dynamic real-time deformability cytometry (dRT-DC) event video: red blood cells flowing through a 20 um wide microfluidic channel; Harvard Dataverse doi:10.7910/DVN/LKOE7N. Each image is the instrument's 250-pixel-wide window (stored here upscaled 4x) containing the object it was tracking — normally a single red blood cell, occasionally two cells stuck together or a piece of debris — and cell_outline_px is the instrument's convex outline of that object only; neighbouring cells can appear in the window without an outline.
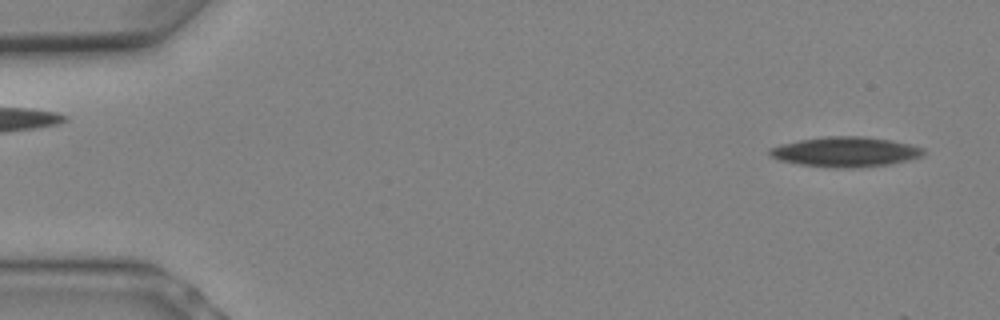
{"species": "Egyptian fruit bat (a non-hibernating species)", "species_latin": "Rousettus aegyptiacus", "temperature_condition": "warm", "stored_images_in_passage": 7, "camera_frame_rate_fps": 3000, "um_per_image_px": 0.085, "animal": {"sex": "female"}, "frame": {"image": 1, "passage_image": 1, "time_ms": 0.0, "image_size_px": [1000, 320], "cell_outline_px": [[924, 152], [920, 156], [908, 160], [892, 164], [856, 168], [832, 168], [800, 164], [780, 160], [772, 156], [768, 152], [768, 148], [780, 144], [800, 140], [824, 136], [864, 136], [892, 140], [912, 144], [924, 148]], "centroid_in_image_um": [71.88, 12.9], "position_along_channel_um": 13.1, "area_um2": 27.05}}
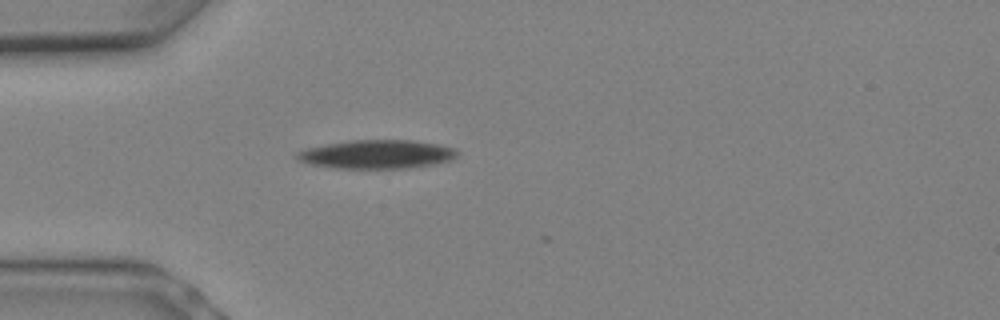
{"frame": {"image": 2, "passage_image": 6, "time_ms": 1.667, "image_size_px": [1000, 320], "cell_outline_px": [[460, 152], [456, 156], [448, 160], [432, 164], [408, 168], [332, 168], [308, 164], [296, 160], [296, 152], [308, 148], [348, 140], [412, 140], [440, 144], [456, 148]], "centroid_in_image_um": [32.02, 13.11], "position_along_channel_um": 53.0, "area_um2": 26.88}}